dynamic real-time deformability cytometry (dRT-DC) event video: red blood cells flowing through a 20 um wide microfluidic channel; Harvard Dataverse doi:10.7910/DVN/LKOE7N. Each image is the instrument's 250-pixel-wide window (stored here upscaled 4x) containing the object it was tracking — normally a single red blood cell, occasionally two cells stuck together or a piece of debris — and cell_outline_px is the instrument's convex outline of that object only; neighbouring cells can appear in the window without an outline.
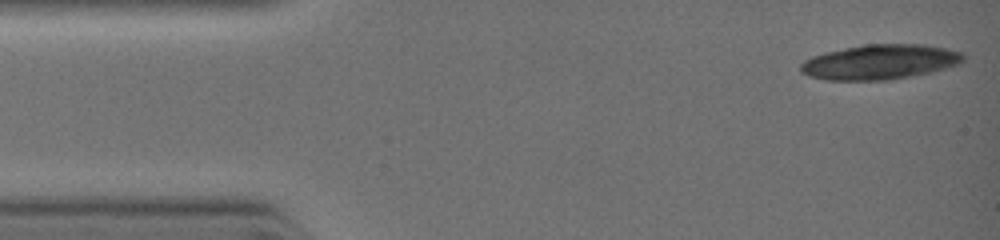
{"species": "common noctule bat (a hibernating species)", "species_latin": "Nyctalus noctula", "temperature_condition": "warm", "stored_images_in_passage": 9, "camera_frame_rate_fps": 3000, "um_per_image_px": 0.085, "animal": {"sex": "female", "body_mass_g": 19.0, "forearm_length_mm": 51.5}, "frame": {"image": 1, "passage_image": 1, "time_ms": 0.0, "image_size_px": [1000, 240], "cell_outline_px": [[964, 60], [960, 64], [928, 72], [892, 80], [828, 80], [808, 76], [800, 72], [800, 64], [804, 60], [812, 56], [844, 48], [864, 44], [920, 44], [944, 48], [960, 52], [964, 56]], "centroid_in_image_um": [74.76, 5.27], "position_along_channel_um": 10.2, "area_um2": 32.89}}